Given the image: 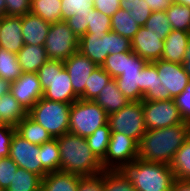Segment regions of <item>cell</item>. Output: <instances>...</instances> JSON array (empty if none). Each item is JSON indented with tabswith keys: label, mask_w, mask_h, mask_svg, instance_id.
Wrapping results in <instances>:
<instances>
[{
	"label": "cell",
	"mask_w": 190,
	"mask_h": 191,
	"mask_svg": "<svg viewBox=\"0 0 190 191\" xmlns=\"http://www.w3.org/2000/svg\"><path fill=\"white\" fill-rule=\"evenodd\" d=\"M165 13L172 30L190 32V7L172 2Z\"/></svg>",
	"instance_id": "obj_34"
},
{
	"label": "cell",
	"mask_w": 190,
	"mask_h": 191,
	"mask_svg": "<svg viewBox=\"0 0 190 191\" xmlns=\"http://www.w3.org/2000/svg\"><path fill=\"white\" fill-rule=\"evenodd\" d=\"M111 130L109 124L97 128L91 135L86 137L88 145L91 151L102 161L105 157L109 140H110Z\"/></svg>",
	"instance_id": "obj_35"
},
{
	"label": "cell",
	"mask_w": 190,
	"mask_h": 191,
	"mask_svg": "<svg viewBox=\"0 0 190 191\" xmlns=\"http://www.w3.org/2000/svg\"><path fill=\"white\" fill-rule=\"evenodd\" d=\"M146 130L162 129L183 123L174 99L143 101Z\"/></svg>",
	"instance_id": "obj_10"
},
{
	"label": "cell",
	"mask_w": 190,
	"mask_h": 191,
	"mask_svg": "<svg viewBox=\"0 0 190 191\" xmlns=\"http://www.w3.org/2000/svg\"><path fill=\"white\" fill-rule=\"evenodd\" d=\"M182 119L190 123V79L184 91L174 98Z\"/></svg>",
	"instance_id": "obj_46"
},
{
	"label": "cell",
	"mask_w": 190,
	"mask_h": 191,
	"mask_svg": "<svg viewBox=\"0 0 190 191\" xmlns=\"http://www.w3.org/2000/svg\"><path fill=\"white\" fill-rule=\"evenodd\" d=\"M108 115L92 100L78 99L71 104L69 132L81 137L91 135L97 128L106 125Z\"/></svg>",
	"instance_id": "obj_6"
},
{
	"label": "cell",
	"mask_w": 190,
	"mask_h": 191,
	"mask_svg": "<svg viewBox=\"0 0 190 191\" xmlns=\"http://www.w3.org/2000/svg\"><path fill=\"white\" fill-rule=\"evenodd\" d=\"M39 152L41 153L42 168L47 173L60 171L61 160L57 138H52L50 141L39 145Z\"/></svg>",
	"instance_id": "obj_31"
},
{
	"label": "cell",
	"mask_w": 190,
	"mask_h": 191,
	"mask_svg": "<svg viewBox=\"0 0 190 191\" xmlns=\"http://www.w3.org/2000/svg\"><path fill=\"white\" fill-rule=\"evenodd\" d=\"M70 27V29L74 32V34L81 38L87 32L88 24H89V14H79L69 17L65 20Z\"/></svg>",
	"instance_id": "obj_47"
},
{
	"label": "cell",
	"mask_w": 190,
	"mask_h": 191,
	"mask_svg": "<svg viewBox=\"0 0 190 191\" xmlns=\"http://www.w3.org/2000/svg\"><path fill=\"white\" fill-rule=\"evenodd\" d=\"M131 47L134 53L151 63L161 59L164 39L142 26L131 39Z\"/></svg>",
	"instance_id": "obj_16"
},
{
	"label": "cell",
	"mask_w": 190,
	"mask_h": 191,
	"mask_svg": "<svg viewBox=\"0 0 190 191\" xmlns=\"http://www.w3.org/2000/svg\"><path fill=\"white\" fill-rule=\"evenodd\" d=\"M190 32L172 30L164 39L161 59L172 63H183Z\"/></svg>",
	"instance_id": "obj_20"
},
{
	"label": "cell",
	"mask_w": 190,
	"mask_h": 191,
	"mask_svg": "<svg viewBox=\"0 0 190 191\" xmlns=\"http://www.w3.org/2000/svg\"><path fill=\"white\" fill-rule=\"evenodd\" d=\"M94 101L105 110L107 115L118 112L130 102L118 89L115 79L101 90Z\"/></svg>",
	"instance_id": "obj_22"
},
{
	"label": "cell",
	"mask_w": 190,
	"mask_h": 191,
	"mask_svg": "<svg viewBox=\"0 0 190 191\" xmlns=\"http://www.w3.org/2000/svg\"><path fill=\"white\" fill-rule=\"evenodd\" d=\"M111 31V17L103 14L93 8L89 12V24L86 34H95L99 38H103L106 33Z\"/></svg>",
	"instance_id": "obj_38"
},
{
	"label": "cell",
	"mask_w": 190,
	"mask_h": 191,
	"mask_svg": "<svg viewBox=\"0 0 190 191\" xmlns=\"http://www.w3.org/2000/svg\"><path fill=\"white\" fill-rule=\"evenodd\" d=\"M21 16H4L0 23V47L17 54L23 47Z\"/></svg>",
	"instance_id": "obj_18"
},
{
	"label": "cell",
	"mask_w": 190,
	"mask_h": 191,
	"mask_svg": "<svg viewBox=\"0 0 190 191\" xmlns=\"http://www.w3.org/2000/svg\"><path fill=\"white\" fill-rule=\"evenodd\" d=\"M152 12L166 11L172 4V0H145Z\"/></svg>",
	"instance_id": "obj_50"
},
{
	"label": "cell",
	"mask_w": 190,
	"mask_h": 191,
	"mask_svg": "<svg viewBox=\"0 0 190 191\" xmlns=\"http://www.w3.org/2000/svg\"><path fill=\"white\" fill-rule=\"evenodd\" d=\"M10 92L27 112L43 96L37 73H22L16 81L11 82Z\"/></svg>",
	"instance_id": "obj_14"
},
{
	"label": "cell",
	"mask_w": 190,
	"mask_h": 191,
	"mask_svg": "<svg viewBox=\"0 0 190 191\" xmlns=\"http://www.w3.org/2000/svg\"><path fill=\"white\" fill-rule=\"evenodd\" d=\"M43 98L72 104L79 97L74 93L72 81L62 60H48L37 71Z\"/></svg>",
	"instance_id": "obj_4"
},
{
	"label": "cell",
	"mask_w": 190,
	"mask_h": 191,
	"mask_svg": "<svg viewBox=\"0 0 190 191\" xmlns=\"http://www.w3.org/2000/svg\"><path fill=\"white\" fill-rule=\"evenodd\" d=\"M24 44L44 46L50 23L32 13L21 16Z\"/></svg>",
	"instance_id": "obj_19"
},
{
	"label": "cell",
	"mask_w": 190,
	"mask_h": 191,
	"mask_svg": "<svg viewBox=\"0 0 190 191\" xmlns=\"http://www.w3.org/2000/svg\"><path fill=\"white\" fill-rule=\"evenodd\" d=\"M182 66H183L185 72L190 77V37L188 39L187 48H186V51L184 54Z\"/></svg>",
	"instance_id": "obj_52"
},
{
	"label": "cell",
	"mask_w": 190,
	"mask_h": 191,
	"mask_svg": "<svg viewBox=\"0 0 190 191\" xmlns=\"http://www.w3.org/2000/svg\"><path fill=\"white\" fill-rule=\"evenodd\" d=\"M132 51L131 40L116 32L106 33V53L108 55Z\"/></svg>",
	"instance_id": "obj_42"
},
{
	"label": "cell",
	"mask_w": 190,
	"mask_h": 191,
	"mask_svg": "<svg viewBox=\"0 0 190 191\" xmlns=\"http://www.w3.org/2000/svg\"><path fill=\"white\" fill-rule=\"evenodd\" d=\"M62 20L79 14H89L94 8V0H61Z\"/></svg>",
	"instance_id": "obj_40"
},
{
	"label": "cell",
	"mask_w": 190,
	"mask_h": 191,
	"mask_svg": "<svg viewBox=\"0 0 190 191\" xmlns=\"http://www.w3.org/2000/svg\"><path fill=\"white\" fill-rule=\"evenodd\" d=\"M10 82L0 78V98L10 91Z\"/></svg>",
	"instance_id": "obj_53"
},
{
	"label": "cell",
	"mask_w": 190,
	"mask_h": 191,
	"mask_svg": "<svg viewBox=\"0 0 190 191\" xmlns=\"http://www.w3.org/2000/svg\"><path fill=\"white\" fill-rule=\"evenodd\" d=\"M78 51L97 66H102L108 56L106 53V35L99 38L95 34H84L79 40Z\"/></svg>",
	"instance_id": "obj_23"
},
{
	"label": "cell",
	"mask_w": 190,
	"mask_h": 191,
	"mask_svg": "<svg viewBox=\"0 0 190 191\" xmlns=\"http://www.w3.org/2000/svg\"><path fill=\"white\" fill-rule=\"evenodd\" d=\"M42 178L18 167L13 181L5 191H41Z\"/></svg>",
	"instance_id": "obj_29"
},
{
	"label": "cell",
	"mask_w": 190,
	"mask_h": 191,
	"mask_svg": "<svg viewBox=\"0 0 190 191\" xmlns=\"http://www.w3.org/2000/svg\"><path fill=\"white\" fill-rule=\"evenodd\" d=\"M79 40L65 20L51 24L44 43L47 57L65 61L79 50Z\"/></svg>",
	"instance_id": "obj_8"
},
{
	"label": "cell",
	"mask_w": 190,
	"mask_h": 191,
	"mask_svg": "<svg viewBox=\"0 0 190 191\" xmlns=\"http://www.w3.org/2000/svg\"><path fill=\"white\" fill-rule=\"evenodd\" d=\"M170 191H190V181L175 179Z\"/></svg>",
	"instance_id": "obj_51"
},
{
	"label": "cell",
	"mask_w": 190,
	"mask_h": 191,
	"mask_svg": "<svg viewBox=\"0 0 190 191\" xmlns=\"http://www.w3.org/2000/svg\"><path fill=\"white\" fill-rule=\"evenodd\" d=\"M170 166L175 179L190 181V136L178 149Z\"/></svg>",
	"instance_id": "obj_28"
},
{
	"label": "cell",
	"mask_w": 190,
	"mask_h": 191,
	"mask_svg": "<svg viewBox=\"0 0 190 191\" xmlns=\"http://www.w3.org/2000/svg\"><path fill=\"white\" fill-rule=\"evenodd\" d=\"M28 114L24 107L13 97L11 92L5 93L0 98V122L16 127Z\"/></svg>",
	"instance_id": "obj_25"
},
{
	"label": "cell",
	"mask_w": 190,
	"mask_h": 191,
	"mask_svg": "<svg viewBox=\"0 0 190 191\" xmlns=\"http://www.w3.org/2000/svg\"><path fill=\"white\" fill-rule=\"evenodd\" d=\"M71 104L41 98L28 115L48 131L52 138L69 132Z\"/></svg>",
	"instance_id": "obj_5"
},
{
	"label": "cell",
	"mask_w": 190,
	"mask_h": 191,
	"mask_svg": "<svg viewBox=\"0 0 190 191\" xmlns=\"http://www.w3.org/2000/svg\"><path fill=\"white\" fill-rule=\"evenodd\" d=\"M77 191H104V170L98 174L80 176Z\"/></svg>",
	"instance_id": "obj_44"
},
{
	"label": "cell",
	"mask_w": 190,
	"mask_h": 191,
	"mask_svg": "<svg viewBox=\"0 0 190 191\" xmlns=\"http://www.w3.org/2000/svg\"><path fill=\"white\" fill-rule=\"evenodd\" d=\"M6 16V2L5 0H0V18Z\"/></svg>",
	"instance_id": "obj_54"
},
{
	"label": "cell",
	"mask_w": 190,
	"mask_h": 191,
	"mask_svg": "<svg viewBox=\"0 0 190 191\" xmlns=\"http://www.w3.org/2000/svg\"><path fill=\"white\" fill-rule=\"evenodd\" d=\"M57 145L61 160L60 171L84 176L98 174L104 170L85 137L68 132L57 138Z\"/></svg>",
	"instance_id": "obj_2"
},
{
	"label": "cell",
	"mask_w": 190,
	"mask_h": 191,
	"mask_svg": "<svg viewBox=\"0 0 190 191\" xmlns=\"http://www.w3.org/2000/svg\"><path fill=\"white\" fill-rule=\"evenodd\" d=\"M172 2L179 3L190 7V0H172Z\"/></svg>",
	"instance_id": "obj_55"
},
{
	"label": "cell",
	"mask_w": 190,
	"mask_h": 191,
	"mask_svg": "<svg viewBox=\"0 0 190 191\" xmlns=\"http://www.w3.org/2000/svg\"><path fill=\"white\" fill-rule=\"evenodd\" d=\"M165 88L161 84L156 67L152 63H147L141 71V101L173 99Z\"/></svg>",
	"instance_id": "obj_17"
},
{
	"label": "cell",
	"mask_w": 190,
	"mask_h": 191,
	"mask_svg": "<svg viewBox=\"0 0 190 191\" xmlns=\"http://www.w3.org/2000/svg\"><path fill=\"white\" fill-rule=\"evenodd\" d=\"M139 26L134 18L123 9H118L115 14L111 16V31L117 34L132 39L134 35L139 31Z\"/></svg>",
	"instance_id": "obj_30"
},
{
	"label": "cell",
	"mask_w": 190,
	"mask_h": 191,
	"mask_svg": "<svg viewBox=\"0 0 190 191\" xmlns=\"http://www.w3.org/2000/svg\"><path fill=\"white\" fill-rule=\"evenodd\" d=\"M63 63L72 81L74 93L80 98L84 94L86 82L98 66L79 51L73 53Z\"/></svg>",
	"instance_id": "obj_15"
},
{
	"label": "cell",
	"mask_w": 190,
	"mask_h": 191,
	"mask_svg": "<svg viewBox=\"0 0 190 191\" xmlns=\"http://www.w3.org/2000/svg\"><path fill=\"white\" fill-rule=\"evenodd\" d=\"M112 79L113 78L101 66H98L90 75L88 82H86L84 94L79 99L94 101L101 90L111 82Z\"/></svg>",
	"instance_id": "obj_32"
},
{
	"label": "cell",
	"mask_w": 190,
	"mask_h": 191,
	"mask_svg": "<svg viewBox=\"0 0 190 191\" xmlns=\"http://www.w3.org/2000/svg\"><path fill=\"white\" fill-rule=\"evenodd\" d=\"M138 142L122 133L111 132L108 148L101 161L104 170H120L138 158Z\"/></svg>",
	"instance_id": "obj_9"
},
{
	"label": "cell",
	"mask_w": 190,
	"mask_h": 191,
	"mask_svg": "<svg viewBox=\"0 0 190 191\" xmlns=\"http://www.w3.org/2000/svg\"><path fill=\"white\" fill-rule=\"evenodd\" d=\"M16 56L23 73H37L49 60L45 47L42 45L24 44Z\"/></svg>",
	"instance_id": "obj_21"
},
{
	"label": "cell",
	"mask_w": 190,
	"mask_h": 191,
	"mask_svg": "<svg viewBox=\"0 0 190 191\" xmlns=\"http://www.w3.org/2000/svg\"><path fill=\"white\" fill-rule=\"evenodd\" d=\"M81 175L56 171L42 178L41 191H77Z\"/></svg>",
	"instance_id": "obj_24"
},
{
	"label": "cell",
	"mask_w": 190,
	"mask_h": 191,
	"mask_svg": "<svg viewBox=\"0 0 190 191\" xmlns=\"http://www.w3.org/2000/svg\"><path fill=\"white\" fill-rule=\"evenodd\" d=\"M6 16H23L30 13L31 0H5Z\"/></svg>",
	"instance_id": "obj_48"
},
{
	"label": "cell",
	"mask_w": 190,
	"mask_h": 191,
	"mask_svg": "<svg viewBox=\"0 0 190 191\" xmlns=\"http://www.w3.org/2000/svg\"><path fill=\"white\" fill-rule=\"evenodd\" d=\"M18 165L10 158L0 159V191H5L13 181Z\"/></svg>",
	"instance_id": "obj_43"
},
{
	"label": "cell",
	"mask_w": 190,
	"mask_h": 191,
	"mask_svg": "<svg viewBox=\"0 0 190 191\" xmlns=\"http://www.w3.org/2000/svg\"><path fill=\"white\" fill-rule=\"evenodd\" d=\"M16 132V127L0 124V159L9 157L11 140Z\"/></svg>",
	"instance_id": "obj_45"
},
{
	"label": "cell",
	"mask_w": 190,
	"mask_h": 191,
	"mask_svg": "<svg viewBox=\"0 0 190 191\" xmlns=\"http://www.w3.org/2000/svg\"><path fill=\"white\" fill-rule=\"evenodd\" d=\"M158 72L161 84L174 99L181 94L189 82V75L185 72L181 63L167 62L162 59L151 62Z\"/></svg>",
	"instance_id": "obj_13"
},
{
	"label": "cell",
	"mask_w": 190,
	"mask_h": 191,
	"mask_svg": "<svg viewBox=\"0 0 190 191\" xmlns=\"http://www.w3.org/2000/svg\"><path fill=\"white\" fill-rule=\"evenodd\" d=\"M120 9L127 11L131 18H134V21L141 27L145 25L152 13L145 0H121Z\"/></svg>",
	"instance_id": "obj_37"
},
{
	"label": "cell",
	"mask_w": 190,
	"mask_h": 191,
	"mask_svg": "<svg viewBox=\"0 0 190 191\" xmlns=\"http://www.w3.org/2000/svg\"><path fill=\"white\" fill-rule=\"evenodd\" d=\"M147 31L154 32L165 39L172 31L169 19L165 11L152 12L145 25Z\"/></svg>",
	"instance_id": "obj_39"
},
{
	"label": "cell",
	"mask_w": 190,
	"mask_h": 191,
	"mask_svg": "<svg viewBox=\"0 0 190 191\" xmlns=\"http://www.w3.org/2000/svg\"><path fill=\"white\" fill-rule=\"evenodd\" d=\"M128 52L108 55L102 68L113 78H117L124 73L127 67Z\"/></svg>",
	"instance_id": "obj_41"
},
{
	"label": "cell",
	"mask_w": 190,
	"mask_h": 191,
	"mask_svg": "<svg viewBox=\"0 0 190 191\" xmlns=\"http://www.w3.org/2000/svg\"><path fill=\"white\" fill-rule=\"evenodd\" d=\"M121 170L137 191H170L175 180L169 164L138 158Z\"/></svg>",
	"instance_id": "obj_3"
},
{
	"label": "cell",
	"mask_w": 190,
	"mask_h": 191,
	"mask_svg": "<svg viewBox=\"0 0 190 191\" xmlns=\"http://www.w3.org/2000/svg\"><path fill=\"white\" fill-rule=\"evenodd\" d=\"M190 136V123L146 130L138 144V159L171 164L178 149Z\"/></svg>",
	"instance_id": "obj_1"
},
{
	"label": "cell",
	"mask_w": 190,
	"mask_h": 191,
	"mask_svg": "<svg viewBox=\"0 0 190 191\" xmlns=\"http://www.w3.org/2000/svg\"><path fill=\"white\" fill-rule=\"evenodd\" d=\"M148 62L133 51H128L126 70L115 78L118 89L131 101H141V71Z\"/></svg>",
	"instance_id": "obj_12"
},
{
	"label": "cell",
	"mask_w": 190,
	"mask_h": 191,
	"mask_svg": "<svg viewBox=\"0 0 190 191\" xmlns=\"http://www.w3.org/2000/svg\"><path fill=\"white\" fill-rule=\"evenodd\" d=\"M121 0H94V9L110 17L120 9Z\"/></svg>",
	"instance_id": "obj_49"
},
{
	"label": "cell",
	"mask_w": 190,
	"mask_h": 191,
	"mask_svg": "<svg viewBox=\"0 0 190 191\" xmlns=\"http://www.w3.org/2000/svg\"><path fill=\"white\" fill-rule=\"evenodd\" d=\"M61 0H31L30 13L53 24L62 21Z\"/></svg>",
	"instance_id": "obj_27"
},
{
	"label": "cell",
	"mask_w": 190,
	"mask_h": 191,
	"mask_svg": "<svg viewBox=\"0 0 190 191\" xmlns=\"http://www.w3.org/2000/svg\"><path fill=\"white\" fill-rule=\"evenodd\" d=\"M22 73L16 54L0 47V78L11 83L16 81Z\"/></svg>",
	"instance_id": "obj_33"
},
{
	"label": "cell",
	"mask_w": 190,
	"mask_h": 191,
	"mask_svg": "<svg viewBox=\"0 0 190 191\" xmlns=\"http://www.w3.org/2000/svg\"><path fill=\"white\" fill-rule=\"evenodd\" d=\"M104 191H137L125 173L120 170H104Z\"/></svg>",
	"instance_id": "obj_36"
},
{
	"label": "cell",
	"mask_w": 190,
	"mask_h": 191,
	"mask_svg": "<svg viewBox=\"0 0 190 191\" xmlns=\"http://www.w3.org/2000/svg\"><path fill=\"white\" fill-rule=\"evenodd\" d=\"M16 132L32 144L42 145L52 139L51 135L28 114L17 124Z\"/></svg>",
	"instance_id": "obj_26"
},
{
	"label": "cell",
	"mask_w": 190,
	"mask_h": 191,
	"mask_svg": "<svg viewBox=\"0 0 190 191\" xmlns=\"http://www.w3.org/2000/svg\"><path fill=\"white\" fill-rule=\"evenodd\" d=\"M111 132L125 134L138 143L146 131L143 100L131 101L118 112L108 115Z\"/></svg>",
	"instance_id": "obj_7"
},
{
	"label": "cell",
	"mask_w": 190,
	"mask_h": 191,
	"mask_svg": "<svg viewBox=\"0 0 190 191\" xmlns=\"http://www.w3.org/2000/svg\"><path fill=\"white\" fill-rule=\"evenodd\" d=\"M9 157L18 167L39 175L41 178L48 174L42 168L39 145L30 143L17 132L14 133L11 140Z\"/></svg>",
	"instance_id": "obj_11"
}]
</instances>
